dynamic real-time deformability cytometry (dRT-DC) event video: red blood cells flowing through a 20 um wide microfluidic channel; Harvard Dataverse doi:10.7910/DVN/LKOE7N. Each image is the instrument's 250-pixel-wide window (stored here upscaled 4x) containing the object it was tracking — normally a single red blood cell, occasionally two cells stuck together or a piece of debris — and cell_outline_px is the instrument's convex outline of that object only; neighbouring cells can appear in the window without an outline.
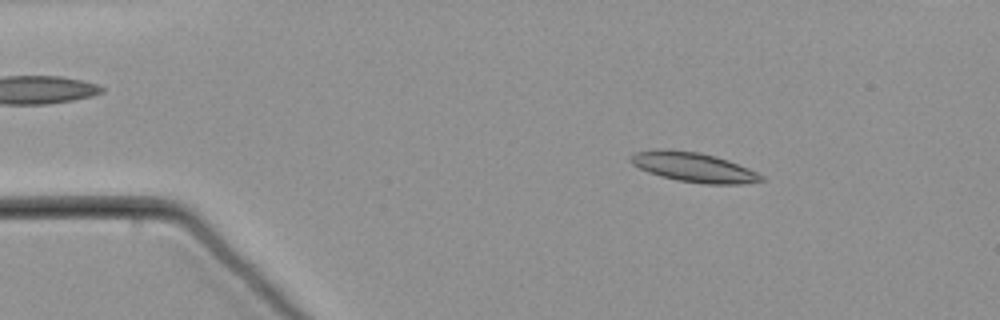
{"species": "common noctule bat (a hibernating species)", "species_latin": "Nyctalus noctula", "temperature_condition": "warm", "stored_images_in_passage": 56, "camera_frame_rate_fps": 3000, "um_per_image_px": 0.085, "animal": {"sex": "male", "body_mass_g": 21.5, "forearm_length_mm": 52.0}, "frame": {"image": 1, "passage_image": 4, "time_ms": 1.0, "image_size_px": [1000, 320], "cell_outline_px": [[764, 180], [740, 184], [704, 184], [676, 180], [660, 176], [648, 172], [632, 164], [628, 160], [628, 156], [636, 152], [656, 148], [664, 148], [700, 152], [716, 156], [728, 160], [748, 168], [764, 176]], "centroid_in_image_um": [58.9, 14.19], "position_along_channel_um": 26.1, "area_um2": 22.77}}
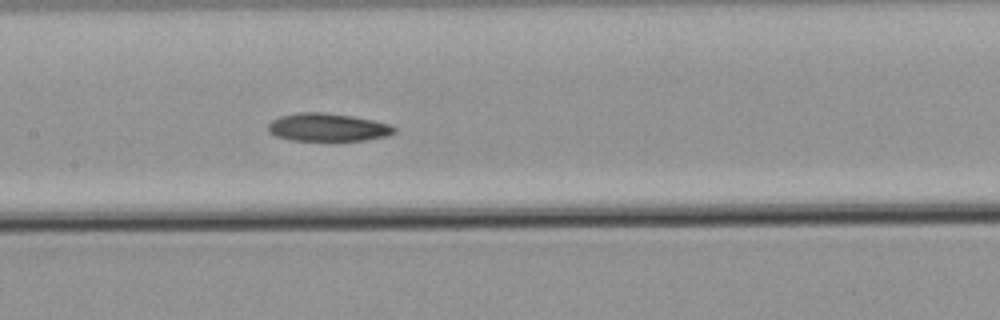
{"frame": {"image": 2, "passage_image": 24, "time_ms": 7.667, "image_size_px": [1000, 320], "cell_outline_px": [[396, 132], [388, 136], [364, 140], [292, 140], [276, 136], [268, 132], [268, 124], [272, 120], [280, 116], [300, 112], [324, 112], [352, 116], [372, 120], [388, 124], [396, 128]], "centroid_in_image_um": [27.84, 10.82], "position_along_channel_um": 179.6, "area_um2": 20.46}}
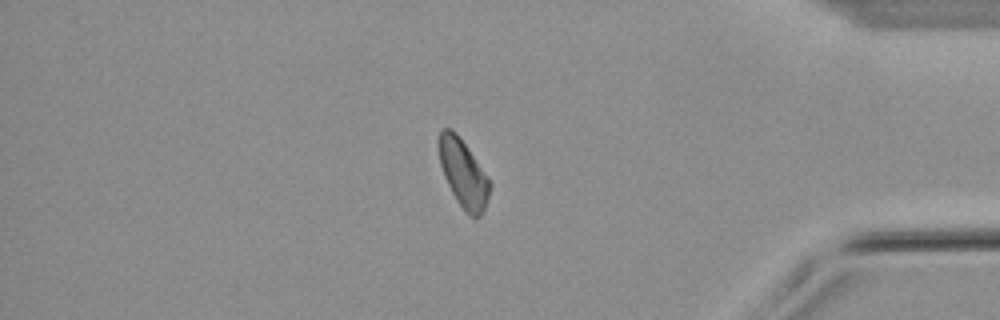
{"frame": {"image": 3, "passage_image": 46, "time_ms": 15.0, "image_size_px": [1000, 320], "cell_outline_px": [[492, 184], [488, 200], [480, 216], [476, 220], [472, 220], [464, 212], [456, 200], [444, 176], [440, 164], [440, 132], [444, 128], [452, 128], [456, 132], [468, 148]], "centroid_in_image_um": [39.41, 14.82], "position_along_channel_um": 395.8, "area_um2": 20.0}}